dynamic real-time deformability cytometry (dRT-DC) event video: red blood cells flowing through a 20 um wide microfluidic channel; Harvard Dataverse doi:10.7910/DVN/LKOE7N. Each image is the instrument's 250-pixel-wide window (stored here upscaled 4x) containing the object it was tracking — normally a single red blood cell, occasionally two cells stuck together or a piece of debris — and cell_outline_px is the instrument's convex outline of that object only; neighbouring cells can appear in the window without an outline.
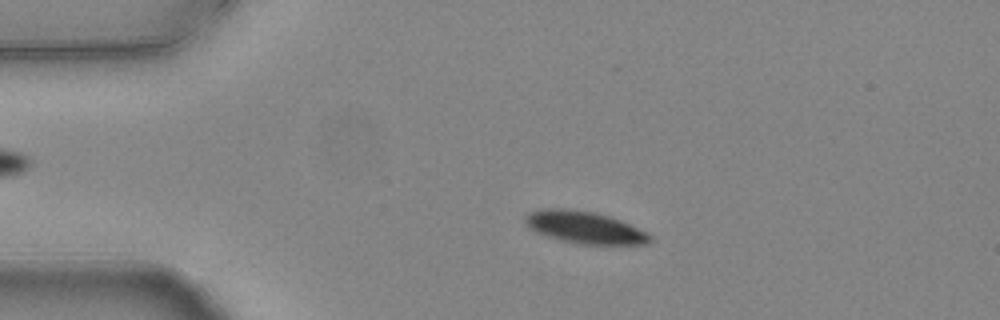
{"species": "common noctule bat (a hibernating species)", "species_latin": "Nyctalus noctula", "temperature_condition": "warm", "stored_images_in_passage": 54, "camera_frame_rate_fps": 3000, "um_per_image_px": 0.085, "animal": {"sex": "female", "body_mass_g": 24.6, "forearm_length_mm": 56.2}, "frame": {"image": 1, "passage_image": 11, "time_ms": 3.333, "image_size_px": [1000, 320], "cell_outline_px": [[652, 240], [648, 244], [580, 244], [560, 240], [536, 232], [524, 220], [524, 216], [528, 212], [544, 208], [564, 208], [592, 212], [608, 216], [620, 220], [648, 232], [652, 236]], "centroid_in_image_um": [49.71, 19.33], "position_along_channel_um": 35.3, "area_um2": 23.24}}
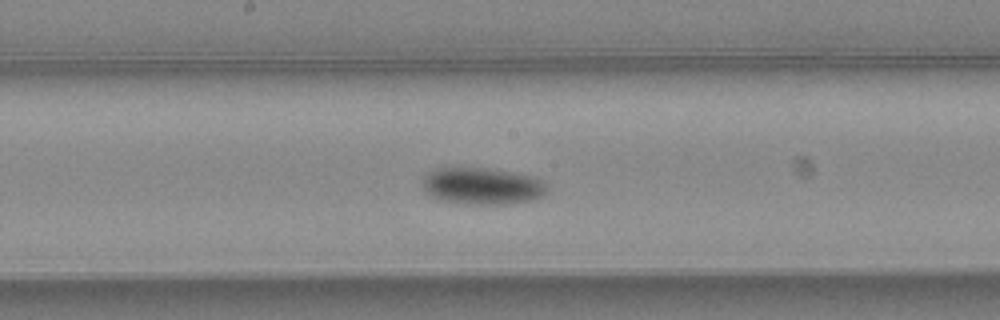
{"frame": {"image": 2, "passage_image": 28, "time_ms": 9.0, "image_size_px": [1000, 320], "cell_outline_px": [[544, 196], [532, 200], [508, 204], [464, 204], [440, 200], [432, 196], [424, 188], [424, 172], [436, 168], [484, 168], [512, 172], [532, 176], [540, 180], [544, 184]], "centroid_in_image_um": [40.95, 15.82], "position_along_channel_um": 207.3, "area_um2": 26.53}}
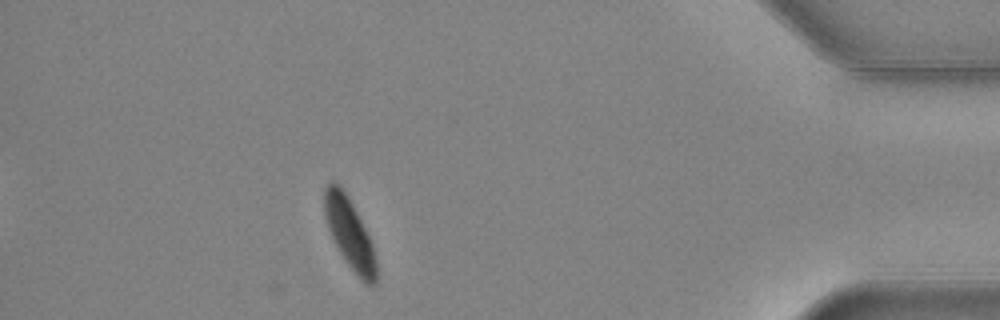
{"frame": {"image": 3, "passage_image": 48, "time_ms": 15.667, "image_size_px": [1000, 320], "cell_outline_px": [[376, 284], [368, 284], [360, 280], [348, 264], [340, 252], [328, 228], [324, 216], [324, 188], [332, 180], [340, 184], [348, 196], [372, 244], [376, 260]], "centroid_in_image_um": [29.69, 19.81], "position_along_channel_um": 405.5, "area_um2": 20.87}, "authors_computed_cell_mechanics": {"area_um2": 23.8714, "velocity_mm_per_s": 3.7476, "shape_relaxation_time_tau1_ms": 2.9797, "shape_relaxation_time_tau2_ms": null, "deformation_change_tau1": 0.1083, "deformation_change_tau2": null}}